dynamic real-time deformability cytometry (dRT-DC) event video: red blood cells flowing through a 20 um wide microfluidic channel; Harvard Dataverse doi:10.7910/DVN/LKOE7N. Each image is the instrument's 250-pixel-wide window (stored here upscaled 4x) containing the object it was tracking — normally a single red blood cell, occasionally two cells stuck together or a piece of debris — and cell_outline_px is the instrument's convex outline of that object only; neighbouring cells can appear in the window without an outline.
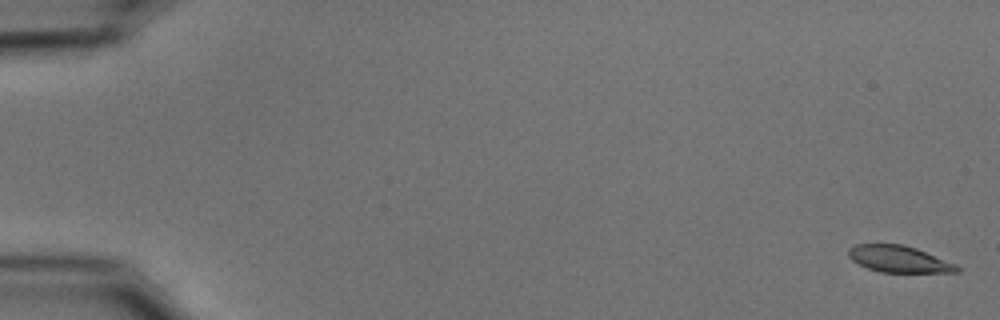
{"species": "common noctule bat (a hibernating species)", "species_latin": "Nyctalus noctula", "temperature_condition": "cold", "stored_images_in_passage": 54, "camera_frame_rate_fps": 3000, "um_per_image_px": 0.085, "animal": {"sex": "male", "body_mass_g": 15.6}, "frame": {"image": 1, "passage_image": 1, "time_ms": 0.0, "image_size_px": [1000, 320], "cell_outline_px": [[960, 272], [880, 272], [868, 268], [852, 260], [848, 256], [848, 248], [856, 244], [904, 244], [916, 248], [956, 264], [960, 268]], "centroid_in_image_um": [76.4, 22.01], "position_along_channel_um": 8.6, "area_um2": 16.76}}
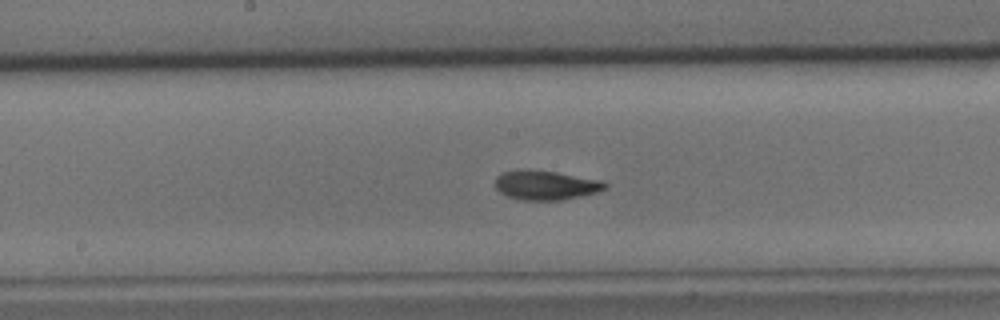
{"frame": {"image": 2, "passage_image": 29, "time_ms": 9.333, "image_size_px": [1000, 320], "cell_outline_px": [[608, 188], [596, 192], [580, 196], [560, 200], [520, 200], [508, 196], [500, 192], [496, 188], [496, 176], [504, 172], [556, 172], [604, 180], [608, 184]], "centroid_in_image_um": [46.47, 15.77], "position_along_channel_um": 201.7, "area_um2": 18.21}}
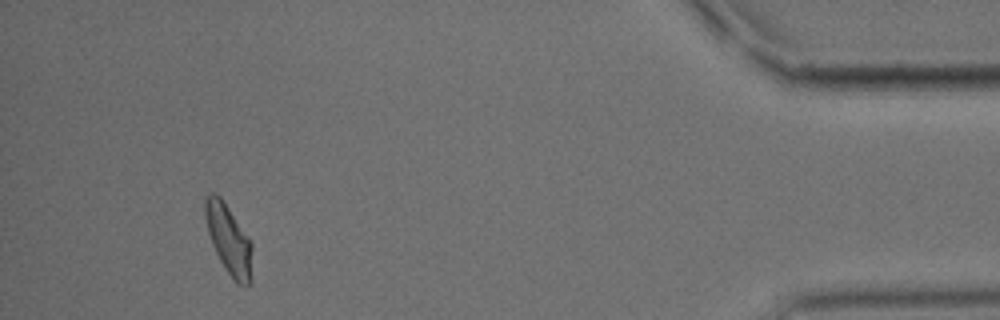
{"frame": {"image": 3, "passage_image": 51, "time_ms": 16.667, "image_size_px": [1000, 320], "cell_outline_px": [[252, 280], [248, 288], [240, 284], [224, 268], [212, 244], [208, 232], [204, 216], [204, 196], [208, 192], [216, 192], [220, 196], [252, 244]], "centroid_in_image_um": [19.42, 20.34], "position_along_channel_um": 415.8, "area_um2": 19.02}, "authors_computed_cell_mechanics": {"area_um2": 18.4382, "velocity_mm_per_s": 3.7254, "shape_relaxation_time_tau1_ms": 3.5686, "shape_relaxation_time_tau2_ms": 1.8158, "deformation_change_tau1": 0.1346, "deformation_change_tau2": 0.0717}}